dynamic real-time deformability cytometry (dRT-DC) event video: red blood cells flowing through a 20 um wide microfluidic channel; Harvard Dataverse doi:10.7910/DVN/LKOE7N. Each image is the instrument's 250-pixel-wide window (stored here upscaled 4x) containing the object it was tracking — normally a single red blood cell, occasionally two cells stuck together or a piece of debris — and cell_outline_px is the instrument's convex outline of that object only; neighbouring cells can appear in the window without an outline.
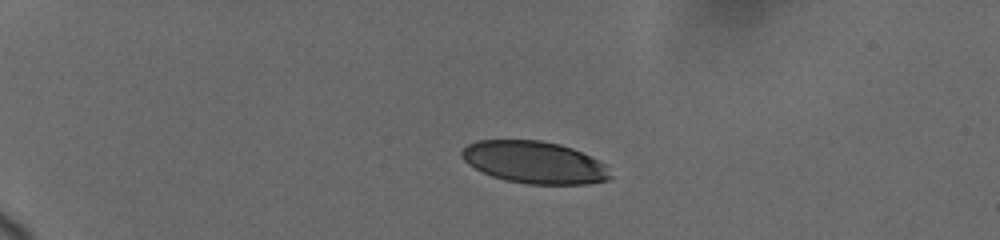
{"species": "human", "species_latin": "Homo sapiens", "temperature_condition": "cold", "stored_images_in_passage": 17, "camera_frame_rate_fps": 3000, "um_per_image_px": 0.085, "donor": {"sex": "female"}, "frame": {"image": 1, "passage_image": 1, "time_ms": 0.0, "image_size_px": [1000, 240], "cell_outline_px": [[612, 176], [608, 180], [588, 184], [528, 184], [508, 180], [492, 176], [468, 164], [464, 160], [460, 152], [468, 144], [476, 140], [540, 140], [560, 144], [572, 148], [604, 164]], "centroid_in_image_um": [45.41, 13.79], "position_along_channel_um": 39.6, "area_um2": 36.18}}
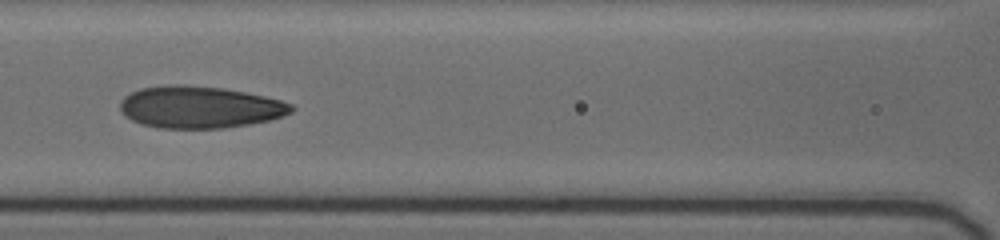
{"frame": {"image": 2, "passage_image": 10, "time_ms": 5.0, "image_size_px": [1000, 240], "cell_outline_px": [[296, 108], [292, 112], [284, 116], [268, 120], [248, 124], [224, 128], [160, 128], [140, 124], [124, 116], [120, 108], [120, 100], [124, 96], [140, 88], [176, 84], [224, 88], [264, 96], [280, 100], [292, 104]], "centroid_in_image_um": [16.97, 9.11], "position_along_channel_um": 149.6, "area_um2": 41.91}}
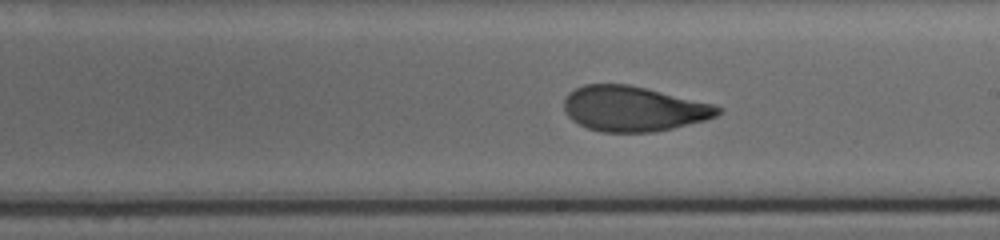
{"frame": {"image": 3, "passage_image": 15, "time_ms": 7.333, "image_size_px": [1000, 240], "cell_outline_px": [[724, 108], [716, 116], [704, 120], [672, 128], [652, 132], [604, 132], [588, 128], [572, 120], [568, 116], [564, 108], [564, 100], [568, 92], [584, 84], [628, 84], [712, 104]], "centroid_in_image_um": [53.81, 9.24], "position_along_channel_um": 235.2, "area_um2": 40.06}}